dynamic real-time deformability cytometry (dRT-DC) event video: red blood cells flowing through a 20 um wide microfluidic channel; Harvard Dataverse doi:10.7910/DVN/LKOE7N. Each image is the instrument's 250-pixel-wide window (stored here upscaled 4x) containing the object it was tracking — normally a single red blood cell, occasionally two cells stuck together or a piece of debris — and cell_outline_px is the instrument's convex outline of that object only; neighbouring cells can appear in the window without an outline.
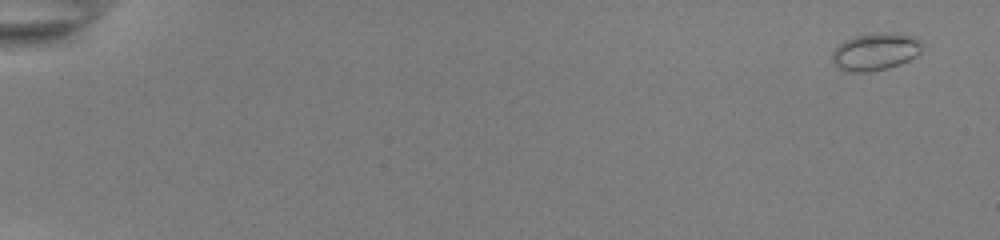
{"species": "common noctule bat (a hibernating species)", "species_latin": "Nyctalus noctula", "temperature_condition": "room temperature", "stored_images_in_passage": 9, "camera_frame_rate_fps": 3000, "um_per_image_px": 0.085, "animal": {"sex": "female", "body_mass_g": 22.0, "forearm_length_mm": 56.7}, "frame": {"image": 1, "passage_image": 1, "time_ms": 0.0, "image_size_px": [1000, 240], "cell_outline_px": [[920, 52], [916, 56], [900, 64], [888, 68], [868, 72], [848, 72], [840, 68], [832, 60], [832, 52], [844, 40], [852, 36], [872, 32], [896, 32], [916, 36], [920, 40]], "centroid_in_image_um": [74.41, 4.36], "position_along_channel_um": 10.6, "area_um2": 19.83}}